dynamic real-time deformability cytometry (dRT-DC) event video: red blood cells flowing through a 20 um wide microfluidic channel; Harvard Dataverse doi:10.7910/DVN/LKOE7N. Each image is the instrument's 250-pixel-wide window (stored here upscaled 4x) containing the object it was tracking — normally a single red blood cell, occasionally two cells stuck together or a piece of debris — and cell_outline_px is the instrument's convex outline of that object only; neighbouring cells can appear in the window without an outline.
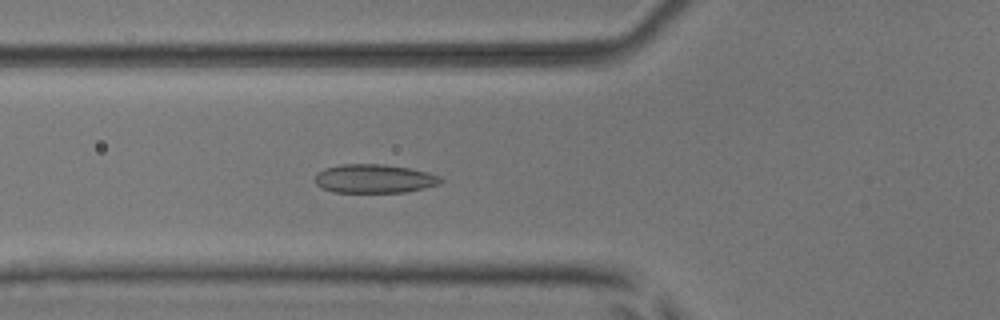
{"species": "common noctule bat (a hibernating species)", "species_latin": "Nyctalus noctula", "temperature_condition": "room temperature", "stored_images_in_passage": 48, "camera_frame_rate_fps": 3000, "um_per_image_px": 0.085, "animal": {"sex": "male", "body_mass_g": 17.9, "forearm_length_mm": 54.2}, "frame": {"image": 1, "passage_image": 15, "time_ms": 4.667, "image_size_px": [1000, 320], "cell_outline_px": [[444, 180], [440, 184], [424, 188], [404, 192], [332, 192], [316, 184], [316, 176], [324, 168], [340, 164], [384, 164], [408, 168], [428, 172], [440, 176]], "centroid_in_image_um": [31.85, 15.18], "position_along_channel_um": 94.0, "area_um2": 20.98}}
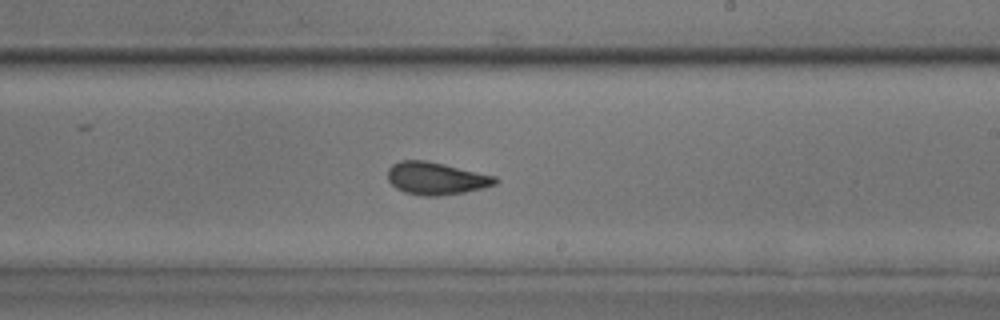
{"frame": {"image": 2, "passage_image": 27, "time_ms": 8.667, "image_size_px": [1000, 320], "cell_outline_px": [[500, 180], [496, 184], [484, 188], [464, 192], [440, 196], [424, 196], [404, 192], [396, 188], [388, 180], [388, 168], [392, 164], [400, 160], [424, 160], [444, 164], [496, 176]], "centroid_in_image_um": [37.07, 15.16], "position_along_channel_um": 251.9, "area_um2": 20.46}}
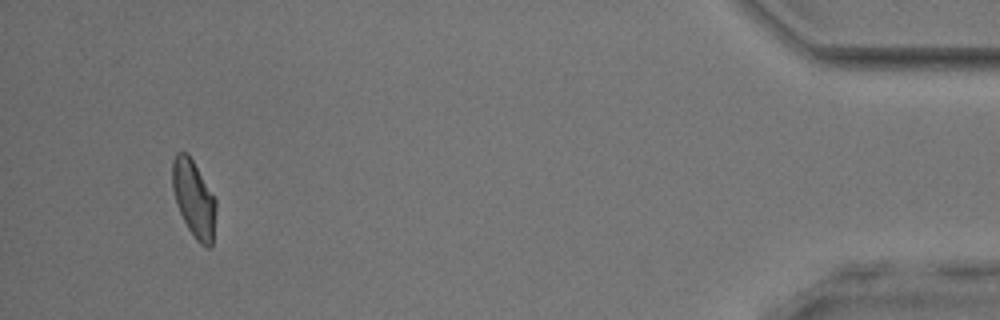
{"frame": {"image": 3, "passage_image": 45, "time_ms": 14.667, "image_size_px": [1000, 320], "cell_outline_px": [[216, 208], [212, 244], [208, 248], [200, 244], [196, 240], [188, 228], [176, 204], [172, 188], [172, 160], [176, 152], [188, 152], [216, 200]], "centroid_in_image_um": [16.46, 16.87], "position_along_channel_um": 418.7, "area_um2": 19.48}, "authors_computed_cell_mechanics": {"area_um2": 20.0566, "velocity_mm_per_s": 3.9544, "shape_relaxation_time_tau1_ms": 7.0484, "shape_relaxation_time_tau2_ms": 1.8136, "deformation_change_tau1": 0.1654, "deformation_change_tau2": 0.0738}}